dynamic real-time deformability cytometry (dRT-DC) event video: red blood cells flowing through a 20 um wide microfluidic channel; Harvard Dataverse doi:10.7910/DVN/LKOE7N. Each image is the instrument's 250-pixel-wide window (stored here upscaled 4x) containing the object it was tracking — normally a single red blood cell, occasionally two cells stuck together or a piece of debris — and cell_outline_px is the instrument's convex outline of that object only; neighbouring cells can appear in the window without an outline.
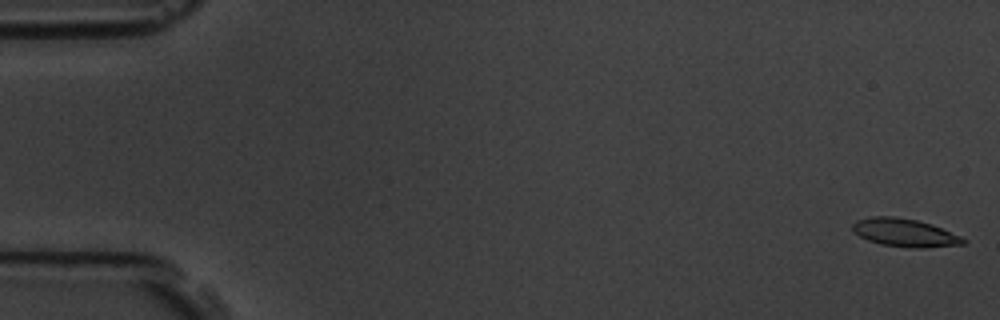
{"species": "common noctule bat (a hibernating species)", "species_latin": "Nyctalus noctula", "temperature_condition": "room temperature", "stored_images_in_passage": 5, "camera_frame_rate_fps": 3000, "um_per_image_px": 0.085, "animal": {"sex": "male", "body_mass_g": 19.5, "forearm_length_mm": 54.6}, "frame": {"image": 1, "passage_image": 1, "time_ms": 0.0, "image_size_px": [1000, 320], "cell_outline_px": [[968, 240], [964, 244], [920, 248], [912, 248], [880, 244], [868, 240], [852, 232], [852, 224], [856, 220], [872, 216], [892, 216], [916, 220], [932, 224], [960, 236]], "centroid_in_image_um": [76.87, 19.77], "position_along_channel_um": 8.1, "area_um2": 18.09}}
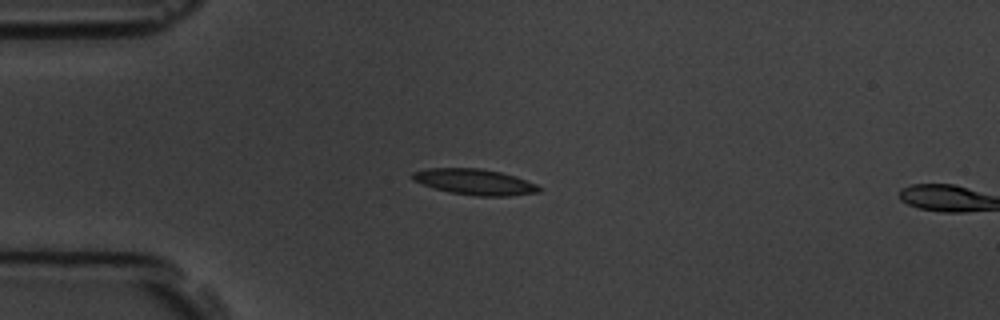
{"frame": {"image": 2, "passage_image": 4, "time_ms": 4.333, "image_size_px": [1000, 320], "cell_outline_px": [[544, 188], [540, 192], [508, 196], [476, 196], [448, 192], [432, 188], [412, 180], [412, 172], [428, 168], [480, 168], [500, 172], [516, 176], [536, 184]], "centroid_in_image_um": [40.36, 15.47], "position_along_channel_um": 44.6, "area_um2": 19.25}}